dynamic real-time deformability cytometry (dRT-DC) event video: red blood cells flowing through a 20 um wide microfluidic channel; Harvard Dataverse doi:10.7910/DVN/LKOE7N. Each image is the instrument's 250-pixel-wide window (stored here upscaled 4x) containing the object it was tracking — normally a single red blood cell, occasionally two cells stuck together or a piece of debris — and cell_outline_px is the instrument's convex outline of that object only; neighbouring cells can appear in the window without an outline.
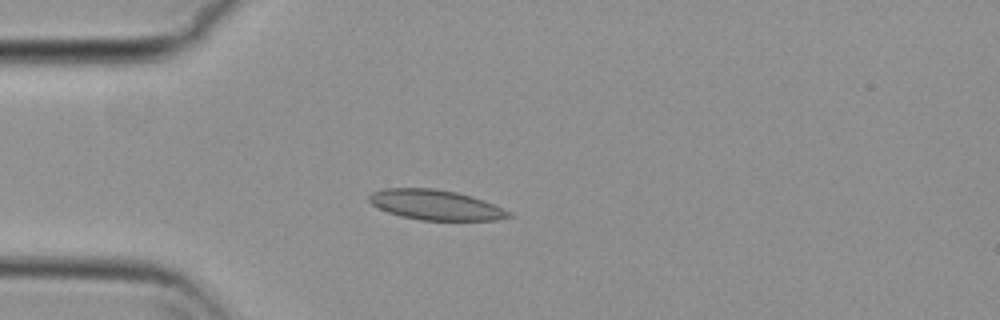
{"species": "common noctule bat (a hibernating species)", "species_latin": "Nyctalus noctula", "temperature_condition": "cold", "stored_images_in_passage": 41, "camera_frame_rate_fps": 3000, "um_per_image_px": 0.085, "animal": {"sex": "female", "body_mass_g": 29.2, "forearm_length_mm": 56.3}, "frame": {"image": 1, "passage_image": 1, "time_ms": 0.0, "image_size_px": [1000, 320], "cell_outline_px": [[512, 216], [496, 220], [420, 220], [400, 216], [388, 212], [372, 204], [368, 200], [368, 196], [372, 192], [380, 188], [436, 188], [456, 192], [472, 196], [484, 200], [512, 212]], "centroid_in_image_um": [37.02, 17.41], "position_along_channel_um": 48.0, "area_um2": 24.57}}
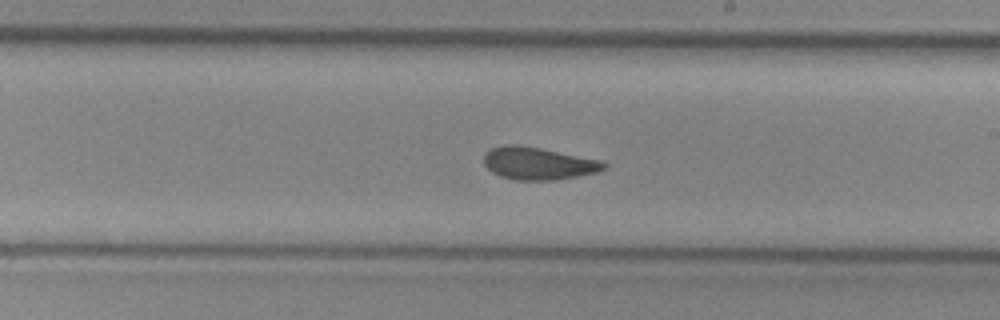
{"frame": {"image": 2, "passage_image": 18, "time_ms": 5.667, "image_size_px": [1000, 320], "cell_outline_px": [[608, 164], [604, 168], [596, 172], [580, 176], [556, 180], [512, 180], [500, 176], [492, 172], [484, 164], [484, 152], [492, 148], [508, 144], [540, 148], [604, 160]], "centroid_in_image_um": [45.77, 13.9], "position_along_channel_um": 243.2, "area_um2": 22.83}}
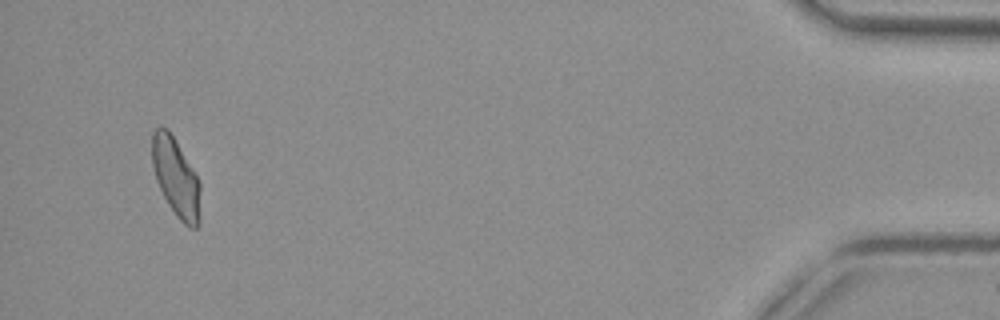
{"frame": {"image": 3, "passage_image": 39, "time_ms": 12.667, "image_size_px": [1000, 320], "cell_outline_px": [[200, 224], [196, 228], [188, 228], [176, 216], [168, 204], [156, 180], [152, 164], [152, 132], [160, 124], [168, 128], [200, 180]], "centroid_in_image_um": [14.97, 15.09], "position_along_channel_um": 420.2, "area_um2": 22.43}, "authors_computed_cell_mechanics": {"area_um2": 22.831, "velocity_mm_per_s": 3.7064, "shape_relaxation_time_tau1_ms": null, "shape_relaxation_time_tau2_ms": 2.051, "deformation_change_tau1": null, "deformation_change_tau2": 0.0696}}